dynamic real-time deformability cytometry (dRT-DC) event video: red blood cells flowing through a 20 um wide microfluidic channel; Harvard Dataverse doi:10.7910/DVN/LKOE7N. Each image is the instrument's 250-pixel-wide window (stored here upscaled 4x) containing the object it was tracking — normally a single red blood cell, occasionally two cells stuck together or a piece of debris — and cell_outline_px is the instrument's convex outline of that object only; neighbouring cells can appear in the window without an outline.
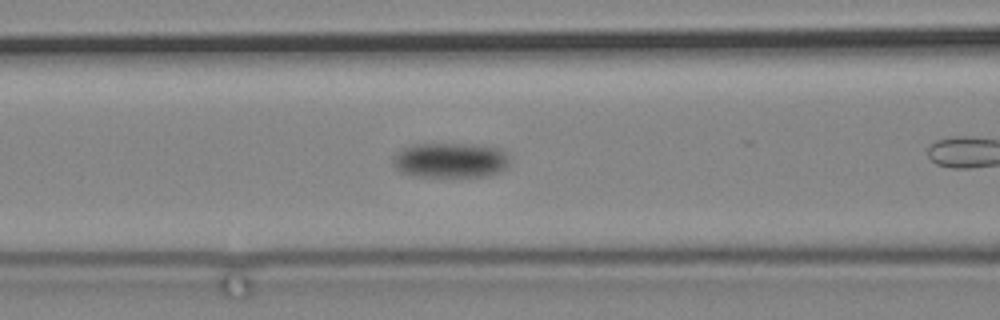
{"species": "common noctule bat (a hibernating species)", "species_latin": "Nyctalus noctula", "temperature_condition": "cold", "stored_images_in_passage": 15, "camera_frame_rate_fps": 3000, "um_per_image_px": 0.085, "animal": {"sex": "male", "body_mass_g": 19.2, "forearm_length_mm": 51.8}, "frame": {"image": 1, "passage_image": 3, "time_ms": 0.667, "image_size_px": [1000, 320], "cell_outline_px": [[508, 168], [492, 176], [412, 176], [400, 172], [392, 164], [392, 156], [400, 148], [412, 144], [476, 144], [500, 148], [508, 152]], "centroid_in_image_um": [38.28, 13.61], "position_along_channel_um": 128.3, "area_um2": 24.39}}
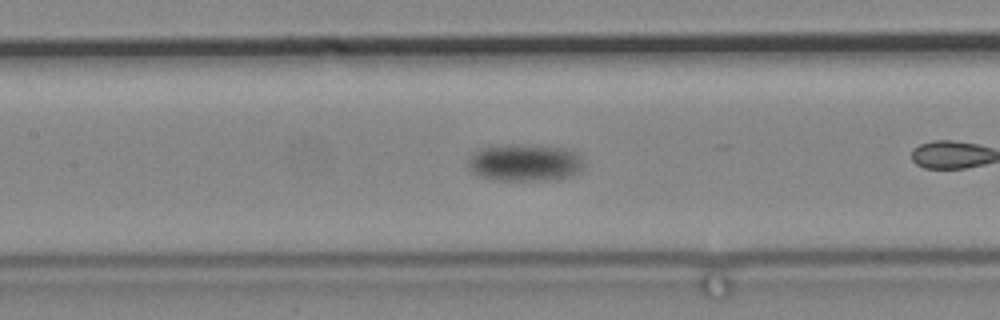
{"frame": {"image": 2, "passage_image": 7, "time_ms": 2.0, "image_size_px": [1000, 320], "cell_outline_px": [[584, 164], [580, 172], [568, 176], [544, 180], [492, 180], [480, 176], [472, 172], [468, 168], [468, 156], [484, 148], [504, 144], [544, 144], [572, 148], [580, 156]], "centroid_in_image_um": [44.64, 13.79], "position_along_channel_um": 162.8, "area_um2": 25.61}}